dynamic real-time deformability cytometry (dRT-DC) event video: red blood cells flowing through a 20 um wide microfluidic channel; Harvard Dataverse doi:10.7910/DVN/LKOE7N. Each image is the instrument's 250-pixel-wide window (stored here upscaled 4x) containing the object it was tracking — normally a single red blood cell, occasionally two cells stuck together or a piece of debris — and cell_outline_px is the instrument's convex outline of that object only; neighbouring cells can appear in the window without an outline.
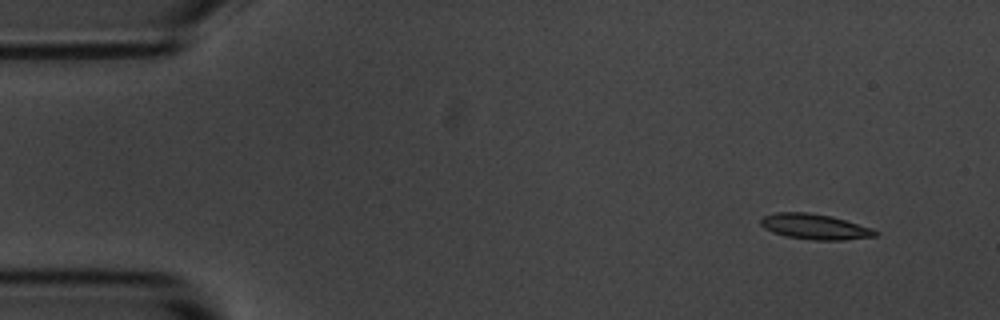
{"species": "common noctule bat (a hibernating species)", "species_latin": "Nyctalus noctula", "temperature_condition": "room temperature", "stored_images_in_passage": 4, "camera_frame_rate_fps": 3000, "um_per_image_px": 0.085, "animal": {"sex": "male", "body_mass_g": 20.1, "forearm_length_mm": 53.5}, "frame": {"image": 1, "passage_image": 1, "time_ms": 0.0, "image_size_px": [1000, 320], "cell_outline_px": [[880, 232], [876, 236], [844, 240], [816, 240], [784, 236], [772, 232], [764, 228], [760, 224], [760, 220], [764, 216], [776, 212], [808, 212], [832, 216], [872, 228]], "centroid_in_image_um": [69.26, 19.26], "position_along_channel_um": 15.7, "area_um2": 17.05}}
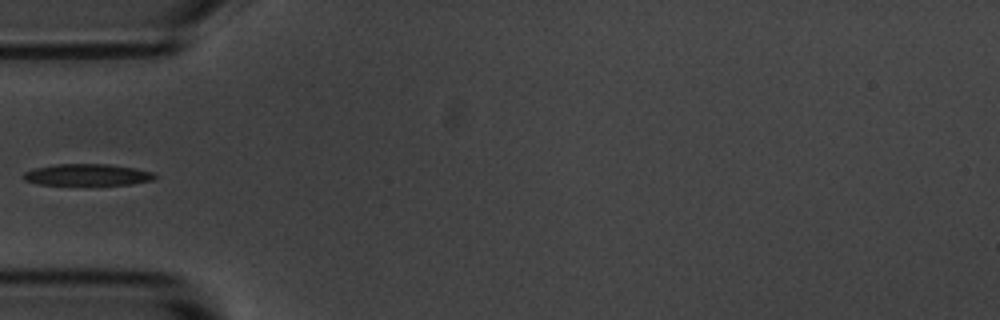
{"frame": {"image": 2, "passage_image": 4, "time_ms": 4.333, "image_size_px": [1000, 320], "cell_outline_px": [[156, 176], [152, 180], [132, 184], [40, 184], [24, 180], [20, 176], [24, 172], [32, 168], [56, 164], [108, 164], [136, 168], [152, 172]], "centroid_in_image_um": [7.37, 14.84], "position_along_channel_um": 77.6, "area_um2": 16.42}}